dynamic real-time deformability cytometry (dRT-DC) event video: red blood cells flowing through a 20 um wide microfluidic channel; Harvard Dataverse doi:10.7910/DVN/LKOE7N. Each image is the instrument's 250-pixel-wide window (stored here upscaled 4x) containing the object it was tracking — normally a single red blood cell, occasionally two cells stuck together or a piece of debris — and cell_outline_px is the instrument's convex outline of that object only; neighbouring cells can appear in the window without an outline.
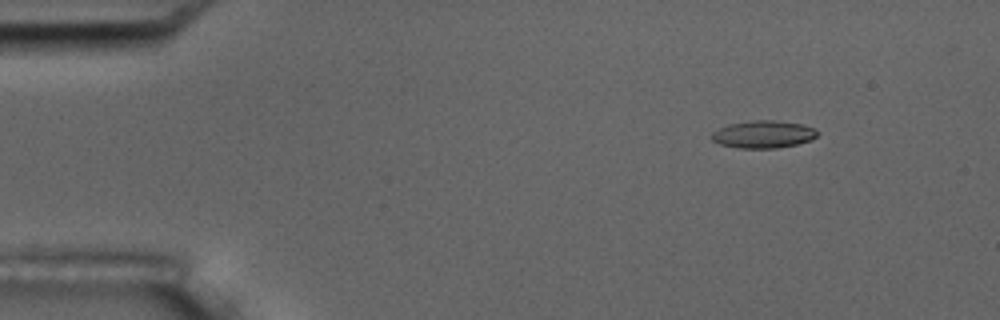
{"species": "common noctule bat (a hibernating species)", "species_latin": "Nyctalus noctula", "temperature_condition": "room temperature", "stored_images_in_passage": 6, "camera_frame_rate_fps": 3000, "um_per_image_px": 0.085, "animal": {"sex": "male", "body_mass_g": 17.5, "forearm_length_mm": 52.3}, "frame": {"image": 1, "passage_image": 1, "time_ms": 0.0, "image_size_px": [1000, 320], "cell_outline_px": [[820, 132], [812, 140], [796, 144], [776, 148], [736, 148], [720, 144], [712, 140], [712, 132], [728, 124], [756, 120], [776, 120], [804, 124], [816, 128]], "centroid_in_image_um": [64.93, 11.41], "position_along_channel_um": 20.1, "area_um2": 17.05}}
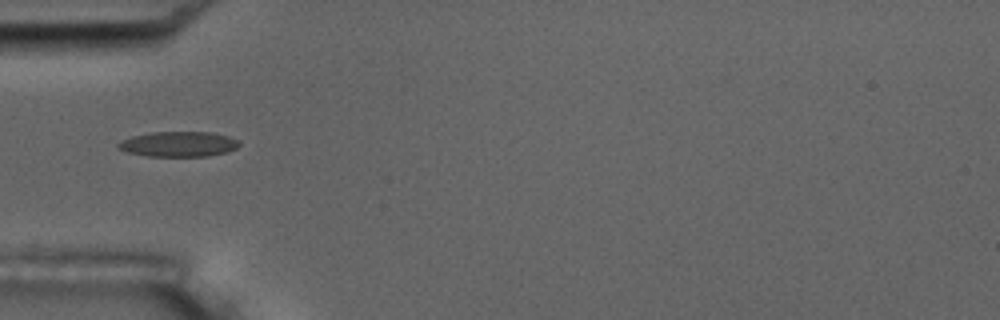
{"frame": {"image": 2, "passage_image": 4, "time_ms": 3.667, "image_size_px": [1000, 320], "cell_outline_px": [[240, 144], [236, 148], [228, 152], [208, 156], [148, 156], [128, 152], [116, 148], [116, 144], [120, 140], [132, 136], [152, 132], [212, 132], [228, 136], [240, 140]], "centroid_in_image_um": [15.18, 12.24], "position_along_channel_um": 69.8, "area_um2": 17.92}}